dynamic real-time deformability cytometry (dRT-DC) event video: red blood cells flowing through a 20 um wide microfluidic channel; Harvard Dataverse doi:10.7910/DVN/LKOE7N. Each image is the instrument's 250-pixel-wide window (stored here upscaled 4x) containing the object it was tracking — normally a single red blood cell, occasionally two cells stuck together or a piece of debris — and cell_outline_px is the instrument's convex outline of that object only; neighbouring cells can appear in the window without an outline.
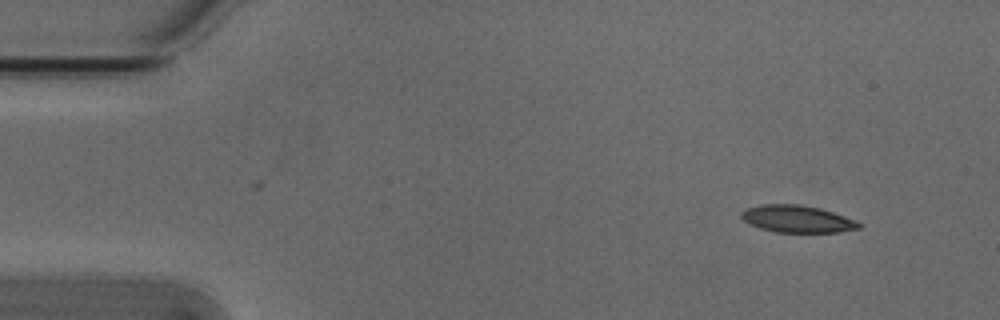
{"species": "Egyptian fruit bat (a non-hibernating species)", "species_latin": "Rousettus aegyptiacus", "temperature_condition": "cold", "stored_images_in_passage": 8, "camera_frame_rate_fps": 3000, "um_per_image_px": 0.085, "animal": {"sex": "male"}, "frame": {"image": 1, "passage_image": 1, "time_ms": 0.0, "image_size_px": [1000, 320], "cell_outline_px": [[864, 224], [860, 228], [840, 232], [776, 232], [760, 228], [748, 224], [740, 216], [740, 212], [748, 208], [760, 204], [800, 204], [820, 208], [856, 220]], "centroid_in_image_um": [67.77, 18.61], "position_along_channel_um": 17.2, "area_um2": 18.73}}
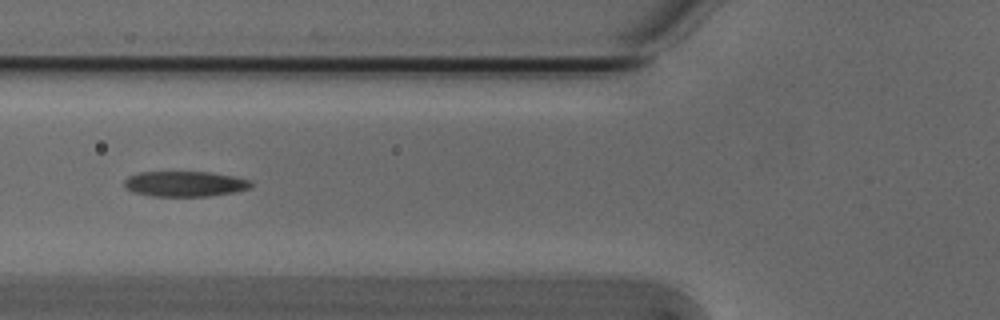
{"frame": {"image": 2, "passage_image": 5, "time_ms": 1.333, "image_size_px": [1000, 320], "cell_outline_px": [[252, 188], [236, 192], [208, 196], [152, 196], [136, 192], [124, 188], [124, 180], [128, 176], [140, 172], [208, 172], [232, 176], [252, 180]], "centroid_in_image_um": [15.74, 15.63], "position_along_channel_um": 110.1, "area_um2": 18.79}}
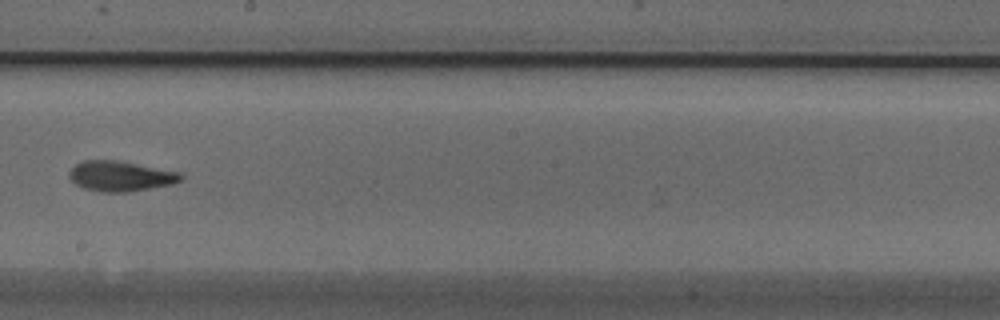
{"frame": {"image": 3, "passage_image": 8, "time_ms": 2.333, "image_size_px": [1000, 320], "cell_outline_px": [[184, 180], [172, 184], [128, 192], [100, 192], [84, 188], [76, 184], [68, 176], [68, 172], [76, 164], [84, 160], [116, 160], [180, 172], [184, 176]], "centroid_in_image_um": [10.25, 14.97], "position_along_channel_um": 237.9, "area_um2": 19.65}}